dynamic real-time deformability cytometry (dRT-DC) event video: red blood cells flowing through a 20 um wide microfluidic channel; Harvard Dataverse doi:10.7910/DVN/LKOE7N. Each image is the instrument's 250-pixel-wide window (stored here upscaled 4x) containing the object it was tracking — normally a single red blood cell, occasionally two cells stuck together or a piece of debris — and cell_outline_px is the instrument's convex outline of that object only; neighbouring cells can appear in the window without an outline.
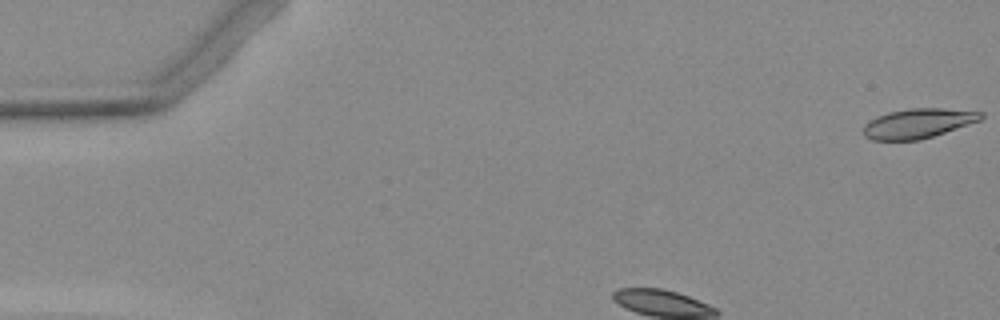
{"species": "Egyptian fruit bat (a non-hibernating species)", "species_latin": "Rousettus aegyptiacus", "temperature_condition": "warm", "stored_images_in_passage": 3, "camera_frame_rate_fps": 3000, "um_per_image_px": 0.085, "animal": {"sex": "female"}, "frame": {"image": 1, "passage_image": 1, "time_ms": 0.0, "image_size_px": [1000, 320], "cell_outline_px": [[984, 116], [980, 120], [920, 140], [872, 140], [864, 136], [864, 124], [876, 116], [888, 112], [908, 108], [944, 108], [984, 112]], "centroid_in_image_um": [78.01, 10.47], "position_along_channel_um": 7.0, "area_um2": 20.23}}